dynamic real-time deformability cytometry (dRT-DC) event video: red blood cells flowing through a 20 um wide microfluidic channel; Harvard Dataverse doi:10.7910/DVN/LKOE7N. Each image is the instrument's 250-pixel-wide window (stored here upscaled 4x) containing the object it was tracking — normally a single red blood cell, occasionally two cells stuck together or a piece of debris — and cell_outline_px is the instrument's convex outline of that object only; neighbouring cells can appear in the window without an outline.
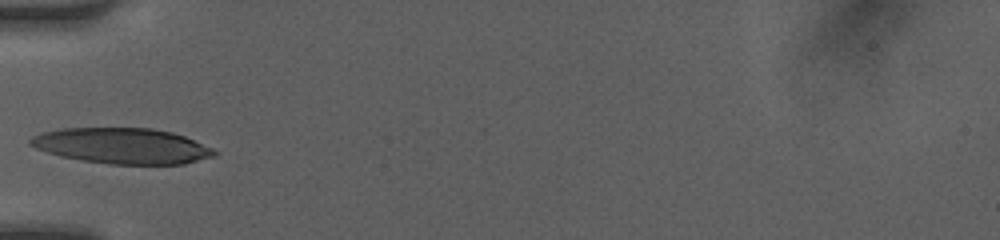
{"species": "human", "species_latin": "Homo sapiens", "temperature_condition": "room temperature", "stored_images_in_passage": 28, "camera_frame_rate_fps": 3000, "um_per_image_px": 0.085, "donor": {"sex": "female"}, "frame": {"image": 1, "passage_image": 1, "time_ms": 0.0, "image_size_px": [1000, 240], "cell_outline_px": [[220, 152], [216, 156], [184, 164], [108, 164], [80, 160], [60, 156], [36, 148], [28, 144], [28, 140], [32, 136], [44, 132], [60, 128], [152, 128], [172, 132], [184, 136], [212, 148]], "centroid_in_image_um": [10.39, 12.4], "position_along_channel_um": 74.6, "area_um2": 38.38}}
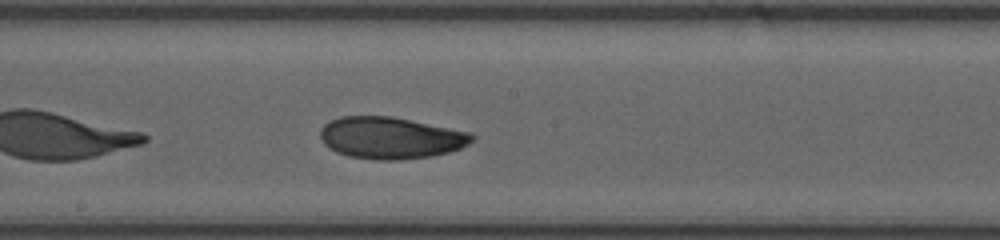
{"frame": {"image": 2, "passage_image": 11, "time_ms": 3.333, "image_size_px": [1000, 240], "cell_outline_px": [[476, 136], [468, 144], [460, 148], [448, 152], [432, 156], [396, 160], [376, 160], [348, 156], [336, 152], [328, 148], [320, 140], [320, 128], [324, 124], [340, 116], [392, 116], [472, 132]], "centroid_in_image_um": [33.19, 11.71], "position_along_channel_um": 215.0, "area_um2": 37.22}}
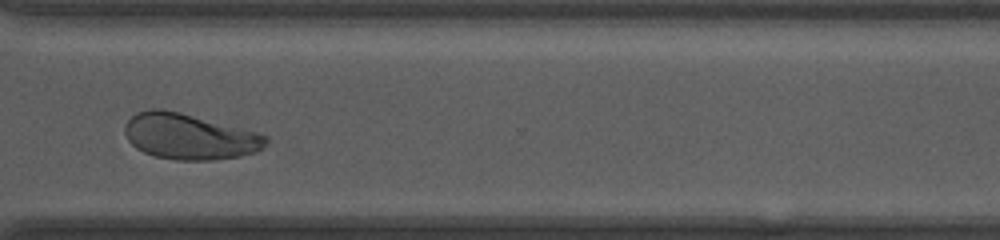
{"frame": {"image": 3, "passage_image": 21, "time_ms": 6.667, "image_size_px": [1000, 240], "cell_outline_px": [[268, 140], [256, 152], [240, 156], [212, 160], [176, 160], [156, 156], [144, 152], [136, 148], [128, 140], [124, 132], [124, 124], [136, 112], [152, 108], [160, 108], [180, 112], [256, 132], [268, 136]], "centroid_in_image_um": [16.05, 11.6], "position_along_channel_um": 354.5, "area_um2": 37.45}, "authors_computed_cell_mechanics": {"area_um2": 37.0209, "velocity_mm_per_s": 4.203, "shape_relaxation_time_tau1_ms": 5.7302, "shape_relaxation_time_tau2_ms": 2.1193, "deformation_change_tau1": 0.1776, "deformation_change_tau2": 0.0725}}